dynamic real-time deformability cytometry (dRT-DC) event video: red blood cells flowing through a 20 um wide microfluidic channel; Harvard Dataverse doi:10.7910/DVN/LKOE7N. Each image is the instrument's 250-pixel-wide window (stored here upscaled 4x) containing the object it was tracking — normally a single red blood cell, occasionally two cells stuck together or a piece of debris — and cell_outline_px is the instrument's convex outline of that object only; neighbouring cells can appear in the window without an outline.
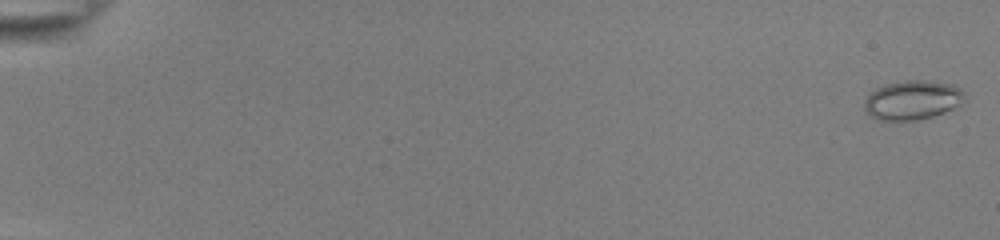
{"species": "common noctule bat (a hibernating species)", "species_latin": "Nyctalus noctula", "temperature_condition": "room temperature", "stored_images_in_passage": 54, "camera_frame_rate_fps": 3000, "um_per_image_px": 0.085, "animal": {"sex": "female", "body_mass_g": 22.0, "forearm_length_mm": 56.7}, "frame": {"image": 1, "passage_image": 1, "time_ms": 0.0, "image_size_px": [1000, 240], "cell_outline_px": [[964, 104], [956, 108], [932, 116], [916, 120], [876, 120], [864, 108], [864, 100], [876, 88], [888, 84], [904, 80], [924, 80], [952, 84], [960, 88], [964, 92]], "centroid_in_image_um": [77.6, 8.5], "position_along_channel_um": 7.4, "area_um2": 22.95}}
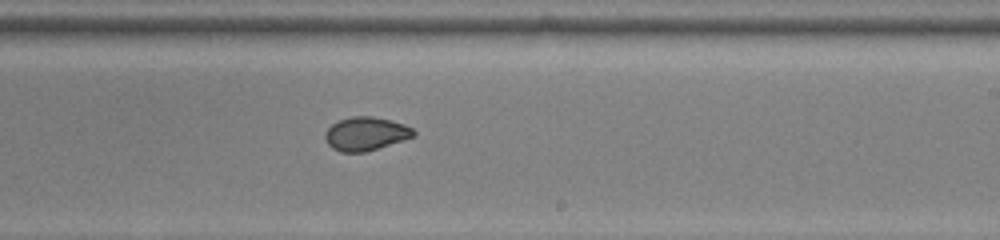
{"frame": {"image": 2, "passage_image": 35, "time_ms": 11.333, "image_size_px": [1000, 240], "cell_outline_px": [[416, 136], [404, 140], [364, 152], [340, 152], [332, 148], [328, 144], [324, 136], [324, 132], [332, 124], [340, 120], [352, 116], [372, 116], [404, 124], [412, 128], [416, 132]], "centroid_in_image_um": [31.08, 11.37], "position_along_channel_um": 257.9, "area_um2": 17.22}}
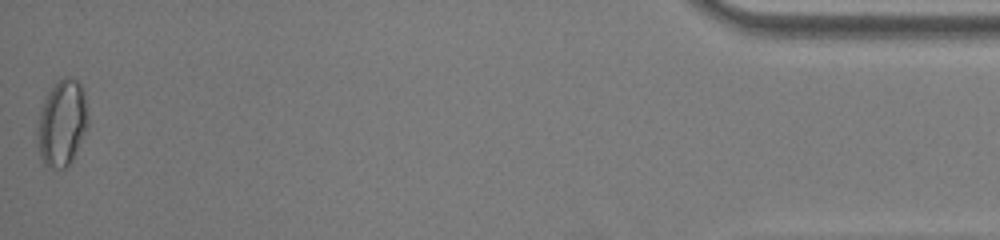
{"frame": {"image": 3, "passage_image": 54, "time_ms": 17.667, "image_size_px": [1000, 240], "cell_outline_px": [[88, 128], [72, 160], [64, 168], [52, 168], [44, 164], [40, 156], [36, 132], [40, 112], [44, 100], [48, 92], [56, 80], [64, 76], [68, 76], [76, 80], [84, 88], [88, 116]], "centroid_in_image_um": [5.28, 10.43], "position_along_channel_um": 429.9, "area_um2": 25.72}, "authors_computed_cell_mechanics": {"area_um2": 19.5364, "velocity_mm_per_s": 3.8974, "shape_relaxation_time_tau1_ms": null, "shape_relaxation_time_tau2_ms": 0.9653, "deformation_change_tau1": null, "deformation_change_tau2": 0.0404}}